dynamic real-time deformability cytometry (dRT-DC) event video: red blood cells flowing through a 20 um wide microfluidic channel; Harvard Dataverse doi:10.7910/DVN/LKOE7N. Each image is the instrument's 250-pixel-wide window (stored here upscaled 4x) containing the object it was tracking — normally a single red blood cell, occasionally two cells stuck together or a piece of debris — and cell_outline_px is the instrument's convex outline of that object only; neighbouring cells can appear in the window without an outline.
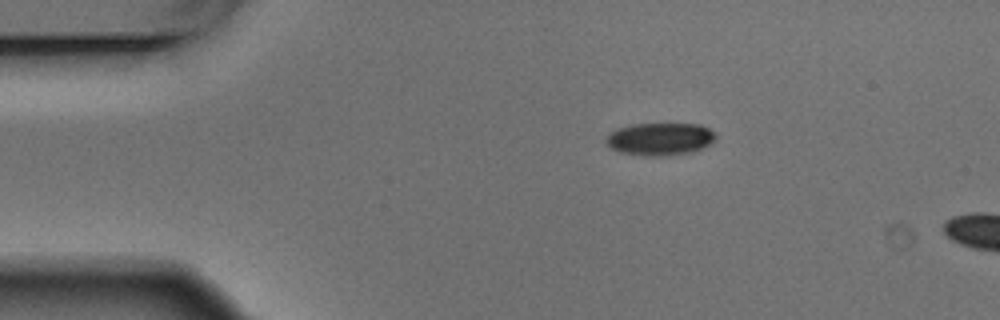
{"species": "Egyptian fruit bat (a non-hibernating species)", "species_latin": "Rousettus aegyptiacus", "temperature_condition": "warm", "stored_images_in_passage": 3, "camera_frame_rate_fps": 3000, "um_per_image_px": 0.085, "animal": {"sex": "male"}, "frame": {"image": 1, "passage_image": 1, "time_ms": 0.0, "image_size_px": [1000, 320], "cell_outline_px": [[716, 136], [708, 144], [692, 152], [664, 156], [644, 156], [620, 152], [612, 148], [604, 140], [616, 128], [632, 124], [700, 124], [708, 128]], "centroid_in_image_um": [56.06, 11.81], "position_along_channel_um": 28.9, "area_um2": 20.58}}